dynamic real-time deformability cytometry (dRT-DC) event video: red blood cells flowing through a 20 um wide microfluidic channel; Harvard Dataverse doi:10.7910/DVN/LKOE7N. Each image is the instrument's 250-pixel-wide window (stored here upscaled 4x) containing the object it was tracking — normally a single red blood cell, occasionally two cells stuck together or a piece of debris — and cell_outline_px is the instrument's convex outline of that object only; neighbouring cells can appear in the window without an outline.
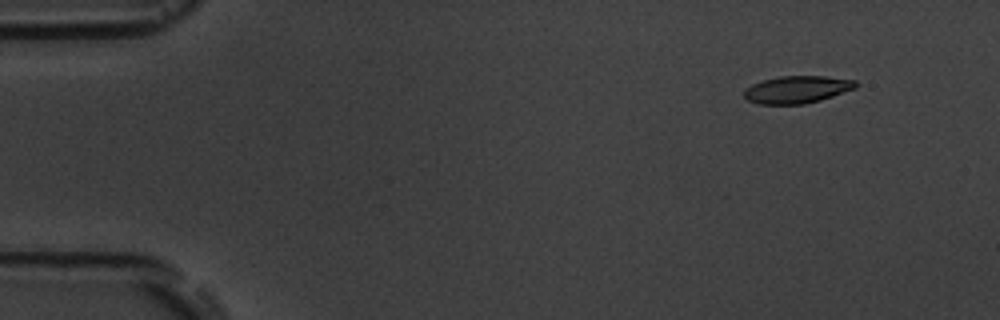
{"species": "common noctule bat (a hibernating species)", "species_latin": "Nyctalus noctula", "temperature_condition": "room temperature", "stored_images_in_passage": 7, "camera_frame_rate_fps": 3000, "um_per_image_px": 0.085, "animal": {"sex": "male", "body_mass_g": 19.5, "forearm_length_mm": 54.6}, "frame": {"image": 1, "passage_image": 1, "time_ms": 0.0, "image_size_px": [1000, 320], "cell_outline_px": [[860, 84], [856, 88], [820, 100], [804, 104], [756, 104], [748, 100], [744, 96], [744, 88], [752, 84], [764, 80], [780, 76], [824, 76], [856, 80]], "centroid_in_image_um": [67.76, 7.61], "position_along_channel_um": 17.2, "area_um2": 17.86}}
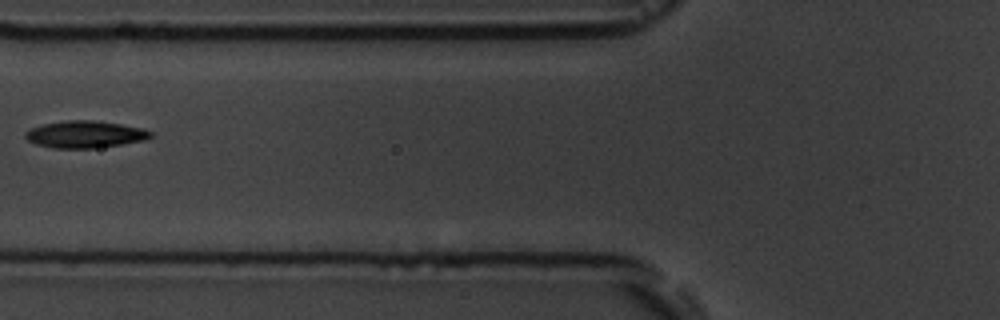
{"frame": {"image": 2, "passage_image": 6, "time_ms": 5.667, "image_size_px": [1000, 320], "cell_outline_px": [[152, 136], [148, 140], [92, 148], [52, 148], [36, 144], [28, 140], [24, 136], [24, 132], [28, 128], [44, 124], [64, 120], [92, 120], [120, 124], [144, 128], [152, 132]], "centroid_in_image_um": [7.21, 11.41], "position_along_channel_um": 118.6, "area_um2": 19.83}}
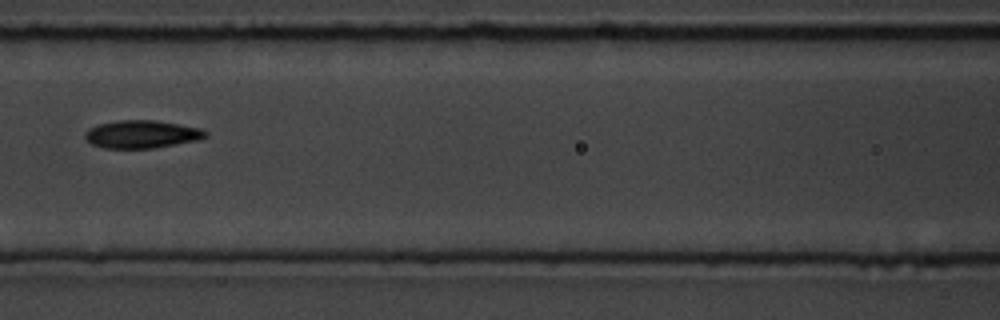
{"frame": {"image": 3, "passage_image": 7, "time_ms": 6.667, "image_size_px": [1000, 320], "cell_outline_px": [[208, 136], [196, 140], [152, 148], [104, 148], [92, 144], [84, 136], [84, 132], [88, 128], [100, 124], [120, 120], [156, 120], [200, 128], [208, 132]], "centroid_in_image_um": [12.03, 11.4], "position_along_channel_um": 154.6, "area_um2": 19.36}}